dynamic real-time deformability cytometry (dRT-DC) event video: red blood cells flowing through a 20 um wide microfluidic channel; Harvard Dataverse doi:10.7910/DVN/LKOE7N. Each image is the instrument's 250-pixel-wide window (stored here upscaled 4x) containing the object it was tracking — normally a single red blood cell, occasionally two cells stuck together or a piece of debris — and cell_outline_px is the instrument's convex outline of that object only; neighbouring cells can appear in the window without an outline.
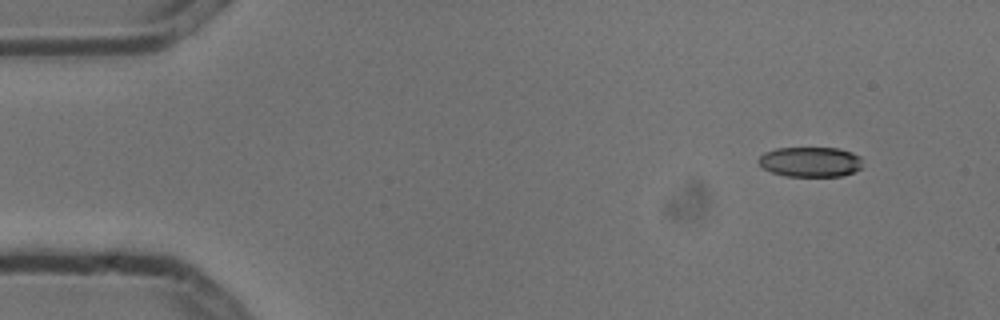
{"species": "common noctule bat (a hibernating species)", "species_latin": "Nyctalus noctula", "temperature_condition": "cold", "stored_images_in_passage": 5, "camera_frame_rate_fps": 3000, "um_per_image_px": 0.085, "animal": {"sex": "male", "body_mass_g": 13.3}, "frame": {"image": 1, "passage_image": 1, "time_ms": 0.0, "image_size_px": [1000, 320], "cell_outline_px": [[860, 168], [856, 172], [840, 176], [784, 176], [772, 172], [764, 168], [756, 160], [764, 152], [776, 148], [840, 148], [852, 152], [860, 156]], "centroid_in_image_um": [68.87, 13.75], "position_along_channel_um": 16.1, "area_um2": 18.26}}
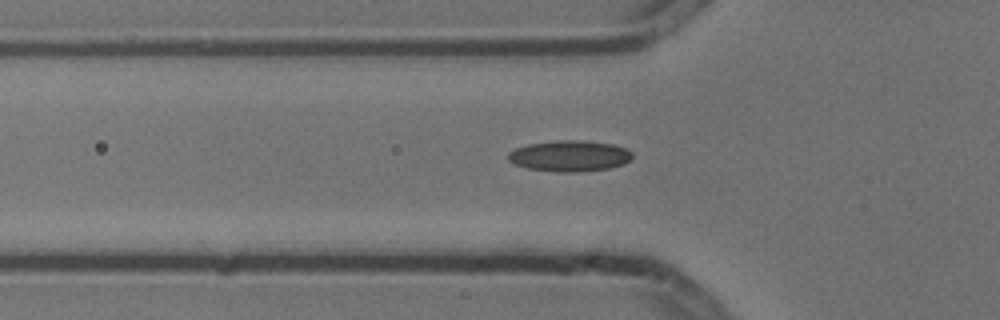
{"frame": {"image": 2, "passage_image": 4, "time_ms": 1.0, "image_size_px": [1000, 320], "cell_outline_px": [[632, 156], [624, 164], [608, 168], [576, 172], [560, 172], [528, 168], [516, 164], [508, 160], [508, 152], [516, 148], [528, 144], [556, 140], [580, 140], [612, 144], [628, 148], [632, 152]], "centroid_in_image_um": [48.42, 13.24], "position_along_channel_um": 77.4, "area_um2": 22.31}}
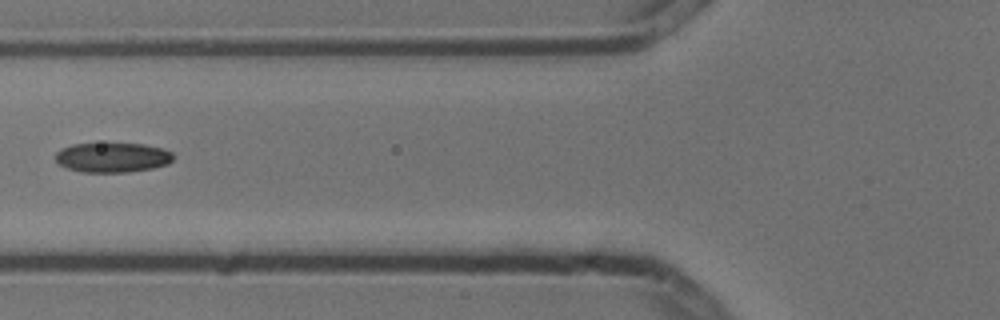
{"frame": {"image": 3, "passage_image": 5, "time_ms": 1.333, "image_size_px": [1000, 320], "cell_outline_px": [[172, 160], [168, 164], [152, 168], [128, 172], [80, 172], [64, 168], [56, 160], [56, 152], [60, 148], [72, 144], [144, 144], [164, 148], [172, 152]], "centroid_in_image_um": [9.54, 13.39], "position_along_channel_um": 116.3, "area_um2": 20.46}}